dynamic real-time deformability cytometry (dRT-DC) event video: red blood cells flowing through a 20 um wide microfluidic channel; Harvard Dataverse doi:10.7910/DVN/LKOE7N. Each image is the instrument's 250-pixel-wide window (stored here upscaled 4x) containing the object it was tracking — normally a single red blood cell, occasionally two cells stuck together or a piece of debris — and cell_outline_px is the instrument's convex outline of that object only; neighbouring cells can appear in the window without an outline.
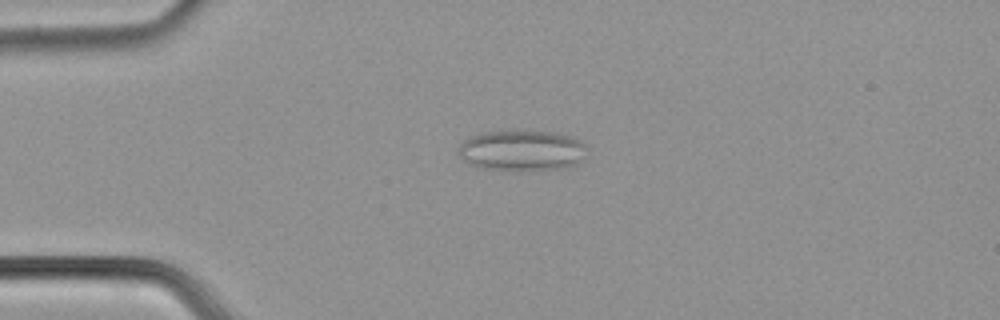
{"species": "common noctule bat (a hibernating species)", "species_latin": "Nyctalus noctula", "temperature_condition": "cold", "stored_images_in_passage": 56, "camera_frame_rate_fps": 3000, "um_per_image_px": 0.085, "animal": {"sex": "male", "body_mass_g": 21.5, "forearm_length_mm": 52.0}, "frame": {"image": 1, "passage_image": 14, "time_ms": 4.333, "image_size_px": [1000, 320], "cell_outline_px": [[584, 144], [576, 160], [572, 164], [564, 168], [524, 172], [508, 172], [480, 168], [468, 164], [460, 156], [460, 144], [464, 140], [472, 136], [484, 132], [548, 132], [572, 136], [580, 140]], "centroid_in_image_um": [44.25, 12.84], "position_along_channel_um": 40.8, "area_um2": 30.06}}
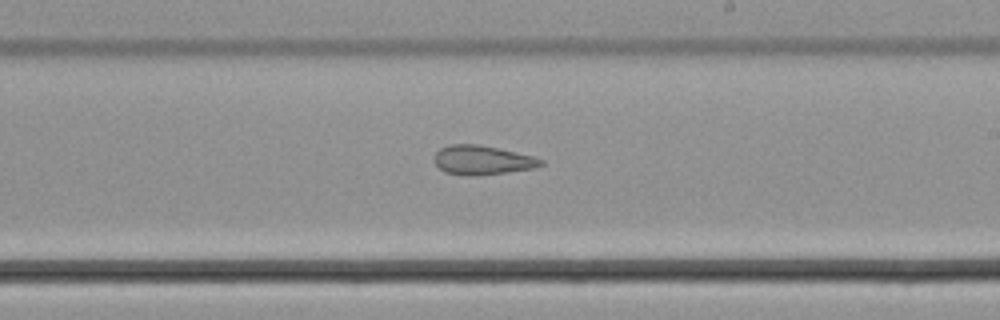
{"frame": {"image": 2, "passage_image": 33, "time_ms": 10.667, "image_size_px": [1000, 320], "cell_outline_px": [[544, 164], [536, 168], [504, 172], [444, 172], [436, 164], [436, 152], [440, 148], [448, 144], [476, 144], [496, 148], [532, 156], [544, 160]], "centroid_in_image_um": [41.04, 13.55], "position_along_channel_um": 248.0, "area_um2": 16.94}}
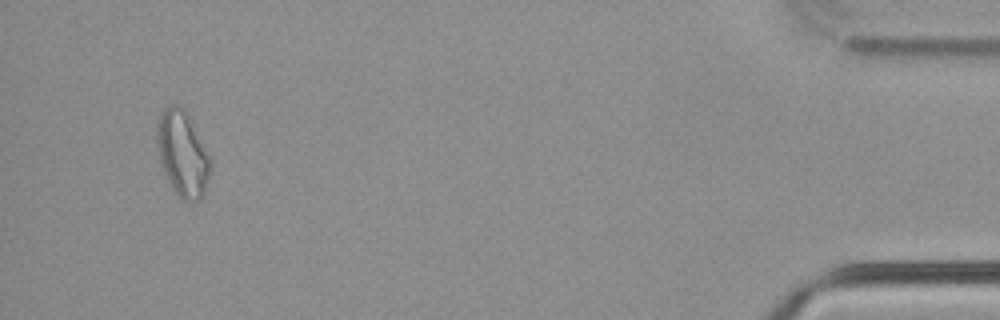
{"frame": {"image": 3, "passage_image": 53, "time_ms": 17.333, "image_size_px": [1000, 320], "cell_outline_px": [[212, 168], [204, 196], [200, 200], [180, 200], [172, 188], [168, 180], [160, 160], [156, 148], [156, 124], [160, 112], [168, 104], [180, 104], [184, 108], [212, 160]], "centroid_in_image_um": [15.51, 13.05], "position_along_channel_um": 419.7, "area_um2": 27.11}, "authors_computed_cell_mechanics": {"area_um2": 23.0333, "velocity_mm_per_s": 3.731, "shape_relaxation_time_tau1_ms": null, "shape_relaxation_time_tau2_ms": 2.455, "deformation_change_tau1": null, "deformation_change_tau2": 0.1128}}